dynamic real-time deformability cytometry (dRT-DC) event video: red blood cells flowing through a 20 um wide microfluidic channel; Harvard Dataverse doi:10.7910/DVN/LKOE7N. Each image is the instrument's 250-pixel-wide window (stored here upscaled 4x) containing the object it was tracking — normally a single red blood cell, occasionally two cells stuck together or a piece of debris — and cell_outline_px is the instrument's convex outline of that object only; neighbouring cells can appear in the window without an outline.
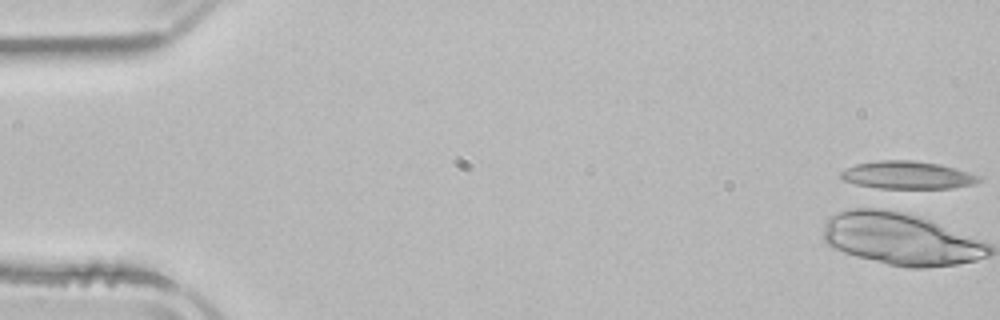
{"species": "common noctule bat (a hibernating species)", "species_latin": "Nyctalus noctula", "temperature_condition": "room temperature", "stored_images_in_passage": 19, "camera_frame_rate_fps": 3000, "um_per_image_px": 0.085, "animal": {"sex": "male", "body_mass_g": 21.5, "forearm_length_mm": 52.0}, "frame": {"image": 1, "passage_image": 1, "time_ms": 0.0, "image_size_px": [1000, 320], "cell_outline_px": [[980, 180], [972, 184], [952, 188], [880, 188], [856, 184], [844, 180], [840, 176], [840, 172], [856, 164], [876, 160], [912, 160], [940, 164], [956, 168], [980, 176]], "centroid_in_image_um": [77.13, 14.87], "position_along_channel_um": 7.9, "area_um2": 22.14}}